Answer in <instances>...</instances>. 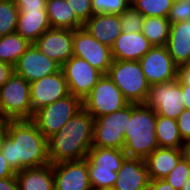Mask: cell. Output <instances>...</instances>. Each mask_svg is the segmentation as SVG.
Wrapping results in <instances>:
<instances>
[{
  "mask_svg": "<svg viewBox=\"0 0 190 190\" xmlns=\"http://www.w3.org/2000/svg\"><path fill=\"white\" fill-rule=\"evenodd\" d=\"M1 152L15 172L50 163L47 138L32 119L8 120V135Z\"/></svg>",
  "mask_w": 190,
  "mask_h": 190,
  "instance_id": "cell-1",
  "label": "cell"
},
{
  "mask_svg": "<svg viewBox=\"0 0 190 190\" xmlns=\"http://www.w3.org/2000/svg\"><path fill=\"white\" fill-rule=\"evenodd\" d=\"M156 112L144 103H131V118L124 135V149L127 157L146 159L156 148Z\"/></svg>",
  "mask_w": 190,
  "mask_h": 190,
  "instance_id": "cell-2",
  "label": "cell"
},
{
  "mask_svg": "<svg viewBox=\"0 0 190 190\" xmlns=\"http://www.w3.org/2000/svg\"><path fill=\"white\" fill-rule=\"evenodd\" d=\"M123 150L103 147H92L86 159L88 160V174L93 190H112L117 171L126 158Z\"/></svg>",
  "mask_w": 190,
  "mask_h": 190,
  "instance_id": "cell-3",
  "label": "cell"
},
{
  "mask_svg": "<svg viewBox=\"0 0 190 190\" xmlns=\"http://www.w3.org/2000/svg\"><path fill=\"white\" fill-rule=\"evenodd\" d=\"M107 75L129 103H144L150 84L138 61L113 60Z\"/></svg>",
  "mask_w": 190,
  "mask_h": 190,
  "instance_id": "cell-4",
  "label": "cell"
},
{
  "mask_svg": "<svg viewBox=\"0 0 190 190\" xmlns=\"http://www.w3.org/2000/svg\"><path fill=\"white\" fill-rule=\"evenodd\" d=\"M30 83L13 72L8 81L0 87L1 115L6 120L32 119Z\"/></svg>",
  "mask_w": 190,
  "mask_h": 190,
  "instance_id": "cell-5",
  "label": "cell"
},
{
  "mask_svg": "<svg viewBox=\"0 0 190 190\" xmlns=\"http://www.w3.org/2000/svg\"><path fill=\"white\" fill-rule=\"evenodd\" d=\"M82 108L83 100L69 94L40 109L34 114L32 120L36 123L38 130L48 139Z\"/></svg>",
  "mask_w": 190,
  "mask_h": 190,
  "instance_id": "cell-6",
  "label": "cell"
},
{
  "mask_svg": "<svg viewBox=\"0 0 190 190\" xmlns=\"http://www.w3.org/2000/svg\"><path fill=\"white\" fill-rule=\"evenodd\" d=\"M128 118H131V103L113 113L95 118L92 147L123 150Z\"/></svg>",
  "mask_w": 190,
  "mask_h": 190,
  "instance_id": "cell-7",
  "label": "cell"
},
{
  "mask_svg": "<svg viewBox=\"0 0 190 190\" xmlns=\"http://www.w3.org/2000/svg\"><path fill=\"white\" fill-rule=\"evenodd\" d=\"M128 104L129 101L107 74L99 78L97 84L83 100V108L94 119L120 110Z\"/></svg>",
  "mask_w": 190,
  "mask_h": 190,
  "instance_id": "cell-8",
  "label": "cell"
},
{
  "mask_svg": "<svg viewBox=\"0 0 190 190\" xmlns=\"http://www.w3.org/2000/svg\"><path fill=\"white\" fill-rule=\"evenodd\" d=\"M144 104L153 108L156 115L176 120L186 109L178 78L173 81L150 85Z\"/></svg>",
  "mask_w": 190,
  "mask_h": 190,
  "instance_id": "cell-9",
  "label": "cell"
},
{
  "mask_svg": "<svg viewBox=\"0 0 190 190\" xmlns=\"http://www.w3.org/2000/svg\"><path fill=\"white\" fill-rule=\"evenodd\" d=\"M73 55L107 74L112 65L111 48L96 40L85 28L73 30Z\"/></svg>",
  "mask_w": 190,
  "mask_h": 190,
  "instance_id": "cell-10",
  "label": "cell"
},
{
  "mask_svg": "<svg viewBox=\"0 0 190 190\" xmlns=\"http://www.w3.org/2000/svg\"><path fill=\"white\" fill-rule=\"evenodd\" d=\"M70 94L84 100L103 75L83 58L72 56L62 66Z\"/></svg>",
  "mask_w": 190,
  "mask_h": 190,
  "instance_id": "cell-11",
  "label": "cell"
},
{
  "mask_svg": "<svg viewBox=\"0 0 190 190\" xmlns=\"http://www.w3.org/2000/svg\"><path fill=\"white\" fill-rule=\"evenodd\" d=\"M138 62L150 85L178 78V65L169 55L166 46H153Z\"/></svg>",
  "mask_w": 190,
  "mask_h": 190,
  "instance_id": "cell-12",
  "label": "cell"
},
{
  "mask_svg": "<svg viewBox=\"0 0 190 190\" xmlns=\"http://www.w3.org/2000/svg\"><path fill=\"white\" fill-rule=\"evenodd\" d=\"M63 71L45 76L30 83L31 112L37 113L45 106L69 95Z\"/></svg>",
  "mask_w": 190,
  "mask_h": 190,
  "instance_id": "cell-13",
  "label": "cell"
},
{
  "mask_svg": "<svg viewBox=\"0 0 190 190\" xmlns=\"http://www.w3.org/2000/svg\"><path fill=\"white\" fill-rule=\"evenodd\" d=\"M93 137L51 136L47 139L51 164L82 160L92 148Z\"/></svg>",
  "mask_w": 190,
  "mask_h": 190,
  "instance_id": "cell-14",
  "label": "cell"
},
{
  "mask_svg": "<svg viewBox=\"0 0 190 190\" xmlns=\"http://www.w3.org/2000/svg\"><path fill=\"white\" fill-rule=\"evenodd\" d=\"M33 45L62 66L73 56V30L50 28Z\"/></svg>",
  "mask_w": 190,
  "mask_h": 190,
  "instance_id": "cell-15",
  "label": "cell"
},
{
  "mask_svg": "<svg viewBox=\"0 0 190 190\" xmlns=\"http://www.w3.org/2000/svg\"><path fill=\"white\" fill-rule=\"evenodd\" d=\"M55 190H93L88 174V160L53 164Z\"/></svg>",
  "mask_w": 190,
  "mask_h": 190,
  "instance_id": "cell-16",
  "label": "cell"
},
{
  "mask_svg": "<svg viewBox=\"0 0 190 190\" xmlns=\"http://www.w3.org/2000/svg\"><path fill=\"white\" fill-rule=\"evenodd\" d=\"M13 68L15 73L31 83L58 72L61 66L31 44Z\"/></svg>",
  "mask_w": 190,
  "mask_h": 190,
  "instance_id": "cell-17",
  "label": "cell"
},
{
  "mask_svg": "<svg viewBox=\"0 0 190 190\" xmlns=\"http://www.w3.org/2000/svg\"><path fill=\"white\" fill-rule=\"evenodd\" d=\"M150 178L144 159L126 157L112 190H147Z\"/></svg>",
  "mask_w": 190,
  "mask_h": 190,
  "instance_id": "cell-18",
  "label": "cell"
},
{
  "mask_svg": "<svg viewBox=\"0 0 190 190\" xmlns=\"http://www.w3.org/2000/svg\"><path fill=\"white\" fill-rule=\"evenodd\" d=\"M152 47L142 32H122L111 47V54L113 60L139 61Z\"/></svg>",
  "mask_w": 190,
  "mask_h": 190,
  "instance_id": "cell-19",
  "label": "cell"
},
{
  "mask_svg": "<svg viewBox=\"0 0 190 190\" xmlns=\"http://www.w3.org/2000/svg\"><path fill=\"white\" fill-rule=\"evenodd\" d=\"M96 40L112 47L116 38L122 33L117 14H93L83 25Z\"/></svg>",
  "mask_w": 190,
  "mask_h": 190,
  "instance_id": "cell-20",
  "label": "cell"
},
{
  "mask_svg": "<svg viewBox=\"0 0 190 190\" xmlns=\"http://www.w3.org/2000/svg\"><path fill=\"white\" fill-rule=\"evenodd\" d=\"M166 47L178 66L190 63V19L170 25Z\"/></svg>",
  "mask_w": 190,
  "mask_h": 190,
  "instance_id": "cell-21",
  "label": "cell"
},
{
  "mask_svg": "<svg viewBox=\"0 0 190 190\" xmlns=\"http://www.w3.org/2000/svg\"><path fill=\"white\" fill-rule=\"evenodd\" d=\"M183 157L182 149L156 148L145 160L150 180L164 179Z\"/></svg>",
  "mask_w": 190,
  "mask_h": 190,
  "instance_id": "cell-22",
  "label": "cell"
},
{
  "mask_svg": "<svg viewBox=\"0 0 190 190\" xmlns=\"http://www.w3.org/2000/svg\"><path fill=\"white\" fill-rule=\"evenodd\" d=\"M50 28L51 24L46 10L19 11L15 32L31 44Z\"/></svg>",
  "mask_w": 190,
  "mask_h": 190,
  "instance_id": "cell-23",
  "label": "cell"
},
{
  "mask_svg": "<svg viewBox=\"0 0 190 190\" xmlns=\"http://www.w3.org/2000/svg\"><path fill=\"white\" fill-rule=\"evenodd\" d=\"M20 190H55L53 164L16 172Z\"/></svg>",
  "mask_w": 190,
  "mask_h": 190,
  "instance_id": "cell-24",
  "label": "cell"
},
{
  "mask_svg": "<svg viewBox=\"0 0 190 190\" xmlns=\"http://www.w3.org/2000/svg\"><path fill=\"white\" fill-rule=\"evenodd\" d=\"M46 11L51 28L76 30L84 25L66 0H46Z\"/></svg>",
  "mask_w": 190,
  "mask_h": 190,
  "instance_id": "cell-25",
  "label": "cell"
},
{
  "mask_svg": "<svg viewBox=\"0 0 190 190\" xmlns=\"http://www.w3.org/2000/svg\"><path fill=\"white\" fill-rule=\"evenodd\" d=\"M155 134L159 147L182 149L184 141L175 119L157 115Z\"/></svg>",
  "mask_w": 190,
  "mask_h": 190,
  "instance_id": "cell-26",
  "label": "cell"
},
{
  "mask_svg": "<svg viewBox=\"0 0 190 190\" xmlns=\"http://www.w3.org/2000/svg\"><path fill=\"white\" fill-rule=\"evenodd\" d=\"M52 136L94 137V118L82 108Z\"/></svg>",
  "mask_w": 190,
  "mask_h": 190,
  "instance_id": "cell-27",
  "label": "cell"
},
{
  "mask_svg": "<svg viewBox=\"0 0 190 190\" xmlns=\"http://www.w3.org/2000/svg\"><path fill=\"white\" fill-rule=\"evenodd\" d=\"M31 43L14 32L0 37V60L14 67Z\"/></svg>",
  "mask_w": 190,
  "mask_h": 190,
  "instance_id": "cell-28",
  "label": "cell"
},
{
  "mask_svg": "<svg viewBox=\"0 0 190 190\" xmlns=\"http://www.w3.org/2000/svg\"><path fill=\"white\" fill-rule=\"evenodd\" d=\"M170 25L168 18L145 17L141 32L153 46H166Z\"/></svg>",
  "mask_w": 190,
  "mask_h": 190,
  "instance_id": "cell-29",
  "label": "cell"
},
{
  "mask_svg": "<svg viewBox=\"0 0 190 190\" xmlns=\"http://www.w3.org/2000/svg\"><path fill=\"white\" fill-rule=\"evenodd\" d=\"M174 0H131L130 6L144 17L167 18Z\"/></svg>",
  "mask_w": 190,
  "mask_h": 190,
  "instance_id": "cell-30",
  "label": "cell"
},
{
  "mask_svg": "<svg viewBox=\"0 0 190 190\" xmlns=\"http://www.w3.org/2000/svg\"><path fill=\"white\" fill-rule=\"evenodd\" d=\"M18 14L14 0H0V37L16 31Z\"/></svg>",
  "mask_w": 190,
  "mask_h": 190,
  "instance_id": "cell-31",
  "label": "cell"
},
{
  "mask_svg": "<svg viewBox=\"0 0 190 190\" xmlns=\"http://www.w3.org/2000/svg\"><path fill=\"white\" fill-rule=\"evenodd\" d=\"M119 20L124 33H138L142 31L145 17L131 6L119 15Z\"/></svg>",
  "mask_w": 190,
  "mask_h": 190,
  "instance_id": "cell-32",
  "label": "cell"
},
{
  "mask_svg": "<svg viewBox=\"0 0 190 190\" xmlns=\"http://www.w3.org/2000/svg\"><path fill=\"white\" fill-rule=\"evenodd\" d=\"M131 0H91L93 14H117L130 7Z\"/></svg>",
  "mask_w": 190,
  "mask_h": 190,
  "instance_id": "cell-33",
  "label": "cell"
},
{
  "mask_svg": "<svg viewBox=\"0 0 190 190\" xmlns=\"http://www.w3.org/2000/svg\"><path fill=\"white\" fill-rule=\"evenodd\" d=\"M190 176V163L182 157L175 168L164 178L175 190H181Z\"/></svg>",
  "mask_w": 190,
  "mask_h": 190,
  "instance_id": "cell-34",
  "label": "cell"
},
{
  "mask_svg": "<svg viewBox=\"0 0 190 190\" xmlns=\"http://www.w3.org/2000/svg\"><path fill=\"white\" fill-rule=\"evenodd\" d=\"M167 18L171 24L190 19V2L187 0H174Z\"/></svg>",
  "mask_w": 190,
  "mask_h": 190,
  "instance_id": "cell-35",
  "label": "cell"
},
{
  "mask_svg": "<svg viewBox=\"0 0 190 190\" xmlns=\"http://www.w3.org/2000/svg\"><path fill=\"white\" fill-rule=\"evenodd\" d=\"M66 2L83 24L93 15L91 0H66Z\"/></svg>",
  "mask_w": 190,
  "mask_h": 190,
  "instance_id": "cell-36",
  "label": "cell"
},
{
  "mask_svg": "<svg viewBox=\"0 0 190 190\" xmlns=\"http://www.w3.org/2000/svg\"><path fill=\"white\" fill-rule=\"evenodd\" d=\"M176 121L182 140L190 139V110L184 109Z\"/></svg>",
  "mask_w": 190,
  "mask_h": 190,
  "instance_id": "cell-37",
  "label": "cell"
},
{
  "mask_svg": "<svg viewBox=\"0 0 190 190\" xmlns=\"http://www.w3.org/2000/svg\"><path fill=\"white\" fill-rule=\"evenodd\" d=\"M19 11L46 10V0H14Z\"/></svg>",
  "mask_w": 190,
  "mask_h": 190,
  "instance_id": "cell-38",
  "label": "cell"
},
{
  "mask_svg": "<svg viewBox=\"0 0 190 190\" xmlns=\"http://www.w3.org/2000/svg\"><path fill=\"white\" fill-rule=\"evenodd\" d=\"M16 175V172L8 164L3 153L0 151V179L6 177H13Z\"/></svg>",
  "mask_w": 190,
  "mask_h": 190,
  "instance_id": "cell-39",
  "label": "cell"
},
{
  "mask_svg": "<svg viewBox=\"0 0 190 190\" xmlns=\"http://www.w3.org/2000/svg\"><path fill=\"white\" fill-rule=\"evenodd\" d=\"M178 80L181 85H190V63L178 66Z\"/></svg>",
  "mask_w": 190,
  "mask_h": 190,
  "instance_id": "cell-40",
  "label": "cell"
},
{
  "mask_svg": "<svg viewBox=\"0 0 190 190\" xmlns=\"http://www.w3.org/2000/svg\"><path fill=\"white\" fill-rule=\"evenodd\" d=\"M14 72L13 66L0 60V87L3 86Z\"/></svg>",
  "mask_w": 190,
  "mask_h": 190,
  "instance_id": "cell-41",
  "label": "cell"
},
{
  "mask_svg": "<svg viewBox=\"0 0 190 190\" xmlns=\"http://www.w3.org/2000/svg\"><path fill=\"white\" fill-rule=\"evenodd\" d=\"M0 190H20L16 176L0 179Z\"/></svg>",
  "mask_w": 190,
  "mask_h": 190,
  "instance_id": "cell-42",
  "label": "cell"
},
{
  "mask_svg": "<svg viewBox=\"0 0 190 190\" xmlns=\"http://www.w3.org/2000/svg\"><path fill=\"white\" fill-rule=\"evenodd\" d=\"M147 190H175L165 179L150 180Z\"/></svg>",
  "mask_w": 190,
  "mask_h": 190,
  "instance_id": "cell-43",
  "label": "cell"
},
{
  "mask_svg": "<svg viewBox=\"0 0 190 190\" xmlns=\"http://www.w3.org/2000/svg\"><path fill=\"white\" fill-rule=\"evenodd\" d=\"M181 91L185 107L190 110V85H181Z\"/></svg>",
  "mask_w": 190,
  "mask_h": 190,
  "instance_id": "cell-44",
  "label": "cell"
},
{
  "mask_svg": "<svg viewBox=\"0 0 190 190\" xmlns=\"http://www.w3.org/2000/svg\"><path fill=\"white\" fill-rule=\"evenodd\" d=\"M8 135V120H6L1 126H0V151L3 147V143L5 138Z\"/></svg>",
  "mask_w": 190,
  "mask_h": 190,
  "instance_id": "cell-45",
  "label": "cell"
},
{
  "mask_svg": "<svg viewBox=\"0 0 190 190\" xmlns=\"http://www.w3.org/2000/svg\"><path fill=\"white\" fill-rule=\"evenodd\" d=\"M182 152L183 157L190 163V139L183 142Z\"/></svg>",
  "mask_w": 190,
  "mask_h": 190,
  "instance_id": "cell-46",
  "label": "cell"
},
{
  "mask_svg": "<svg viewBox=\"0 0 190 190\" xmlns=\"http://www.w3.org/2000/svg\"><path fill=\"white\" fill-rule=\"evenodd\" d=\"M181 190H190V176L188 177V179L183 184Z\"/></svg>",
  "mask_w": 190,
  "mask_h": 190,
  "instance_id": "cell-47",
  "label": "cell"
},
{
  "mask_svg": "<svg viewBox=\"0 0 190 190\" xmlns=\"http://www.w3.org/2000/svg\"><path fill=\"white\" fill-rule=\"evenodd\" d=\"M6 121V119L0 114V126Z\"/></svg>",
  "mask_w": 190,
  "mask_h": 190,
  "instance_id": "cell-48",
  "label": "cell"
}]
</instances>
